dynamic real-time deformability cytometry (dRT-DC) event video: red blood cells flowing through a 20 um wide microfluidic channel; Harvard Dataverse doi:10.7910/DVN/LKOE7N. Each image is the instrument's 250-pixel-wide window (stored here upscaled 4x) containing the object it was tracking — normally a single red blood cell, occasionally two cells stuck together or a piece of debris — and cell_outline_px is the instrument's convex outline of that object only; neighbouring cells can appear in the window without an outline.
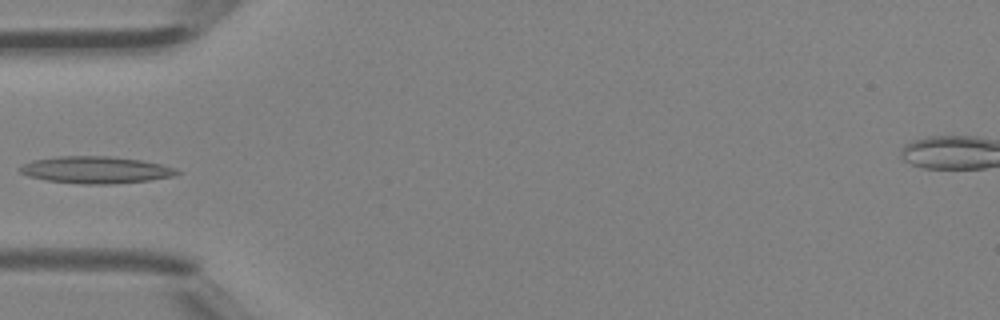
{"species": "Egyptian fruit bat (a non-hibernating species)", "species_latin": "Rousettus aegyptiacus", "temperature_condition": "room temperature", "stored_images_in_passage": 3, "camera_frame_rate_fps": 3000, "um_per_image_px": 0.085, "animal": {"sex": "female"}, "frame": {"image": 1, "passage_image": 3, "time_ms": 0.667, "image_size_px": [1000, 320], "cell_outline_px": [[180, 172], [176, 176], [148, 180], [112, 184], [84, 184], [44, 180], [28, 176], [20, 172], [16, 168], [32, 160], [60, 156], [112, 156], [140, 160], [160, 164], [176, 168]], "centroid_in_image_um": [8.12, 14.44], "position_along_channel_um": 76.9, "area_um2": 24.74}}